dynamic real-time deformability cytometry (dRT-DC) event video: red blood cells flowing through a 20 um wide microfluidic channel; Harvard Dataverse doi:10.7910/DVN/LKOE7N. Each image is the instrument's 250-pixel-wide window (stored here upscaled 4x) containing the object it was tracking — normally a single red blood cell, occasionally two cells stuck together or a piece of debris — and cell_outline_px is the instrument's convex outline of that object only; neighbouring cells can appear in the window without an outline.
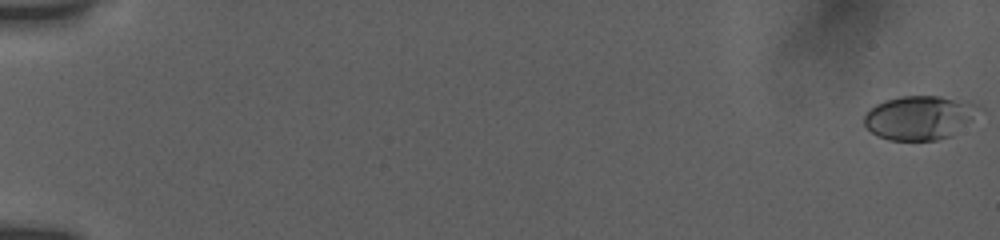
{"species": "human", "species_latin": "Homo sapiens", "temperature_condition": "room temperature", "stored_images_in_passage": 56, "camera_frame_rate_fps": 3000, "um_per_image_px": 0.085, "donor": {"sex": "female"}, "frame": {"image": 1, "passage_image": 1, "time_ms": 0.0, "image_size_px": [1000, 240], "cell_outline_px": [[976, 104], [968, 120], [952, 136], [936, 140], [888, 140], [876, 136], [864, 124], [864, 116], [876, 104], [884, 100], [900, 96], [940, 96]], "centroid_in_image_um": [78.02, 10.01], "position_along_channel_um": 7.0, "area_um2": 28.5}}
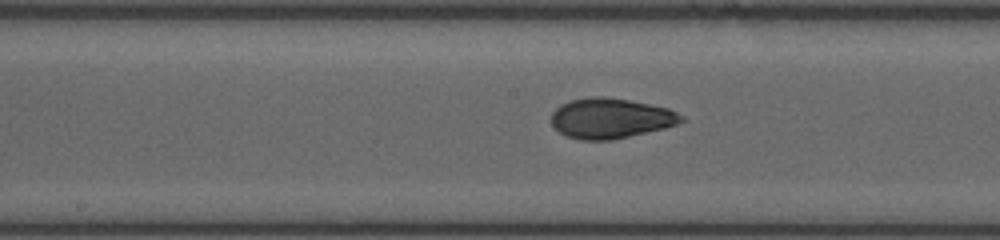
{"frame": {"image": 2, "passage_image": 31, "time_ms": 10.0, "image_size_px": [1000, 240], "cell_outline_px": [[684, 120], [676, 124], [664, 128], [612, 140], [580, 140], [568, 136], [560, 132], [552, 124], [552, 112], [560, 104], [572, 100], [592, 96], [604, 96], [628, 100], [668, 108], [684, 116]], "centroid_in_image_um": [51.89, 10.05], "position_along_channel_um": 196.3, "area_um2": 30.23}}
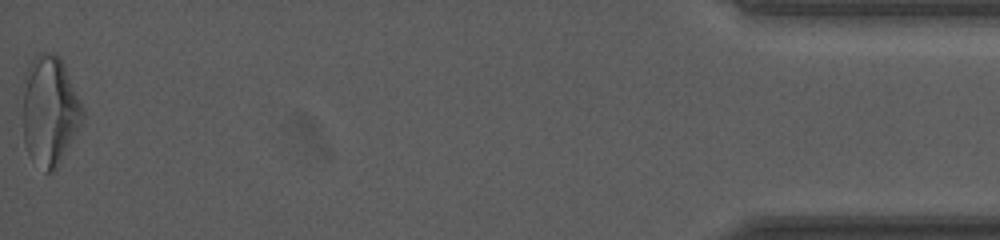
{"frame": {"image": 3, "passage_image": 56, "time_ms": 18.333, "image_size_px": [1000, 240], "cell_outline_px": [[84, 116], [80, 128], [60, 164], [52, 172], [44, 172], [28, 152], [24, 144], [20, 116], [28, 68], [36, 56], [40, 52], [56, 52], [60, 56], [84, 112]], "centroid_in_image_um": [4.21, 9.46], "position_along_channel_um": 431.0, "area_um2": 38.44}, "authors_computed_cell_mechanics": {"area_um2": 29.8248, "velocity_mm_per_s": 3.8376, "shape_relaxation_time_tau1_ms": 5.5463, "shape_relaxation_time_tau2_ms": 1.718, "deformation_change_tau1": 0.1439, "deformation_change_tau2": 0.0699}}